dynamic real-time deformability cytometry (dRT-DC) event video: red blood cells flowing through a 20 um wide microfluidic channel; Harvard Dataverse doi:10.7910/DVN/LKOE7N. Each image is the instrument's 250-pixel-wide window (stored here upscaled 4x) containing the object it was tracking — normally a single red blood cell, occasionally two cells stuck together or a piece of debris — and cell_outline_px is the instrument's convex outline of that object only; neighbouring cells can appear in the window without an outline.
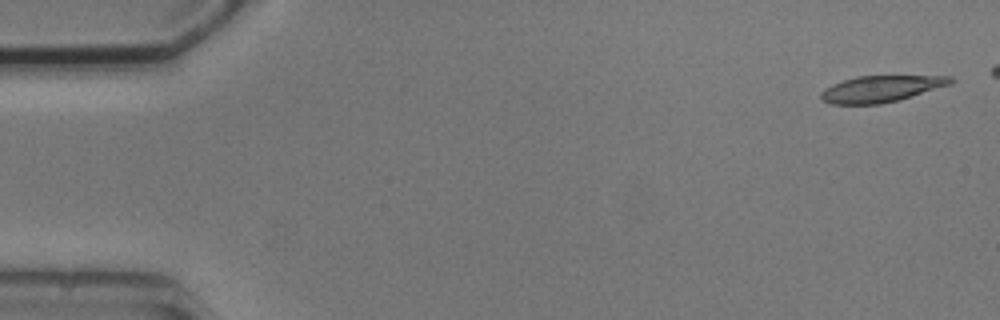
{"species": "common noctule bat (a hibernating species)", "species_latin": "Nyctalus noctula", "temperature_condition": "cold", "stored_images_in_passage": 5, "camera_frame_rate_fps": 3000, "um_per_image_px": 0.085, "animal": {"sex": "male", "body_mass_g": 20.5, "forearm_length_mm": 52.5}, "frame": {"image": 1, "passage_image": 1, "time_ms": 0.0, "image_size_px": [1000, 320], "cell_outline_px": [[956, 80], [952, 84], [900, 100], [880, 104], [832, 104], [824, 100], [820, 96], [820, 92], [824, 88], [832, 84], [856, 76], [952, 76]], "centroid_in_image_um": [74.92, 7.55], "position_along_channel_um": 10.1, "area_um2": 20.06}}
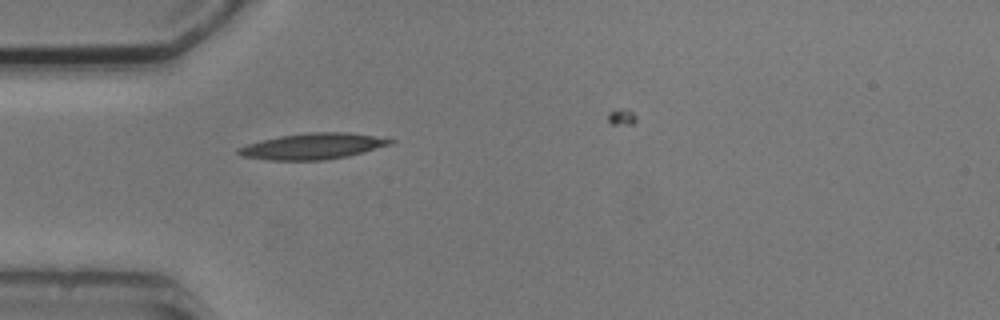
{"frame": {"image": 2, "passage_image": 5, "time_ms": 4.667, "image_size_px": [1000, 320], "cell_outline_px": [[396, 140], [392, 144], [364, 152], [348, 156], [324, 160], [268, 160], [240, 156], [236, 152], [236, 148], [260, 140], [280, 136], [308, 132], [348, 132], [388, 136]], "centroid_in_image_um": [26.66, 12.42], "position_along_channel_um": 58.3, "area_um2": 23.52}}